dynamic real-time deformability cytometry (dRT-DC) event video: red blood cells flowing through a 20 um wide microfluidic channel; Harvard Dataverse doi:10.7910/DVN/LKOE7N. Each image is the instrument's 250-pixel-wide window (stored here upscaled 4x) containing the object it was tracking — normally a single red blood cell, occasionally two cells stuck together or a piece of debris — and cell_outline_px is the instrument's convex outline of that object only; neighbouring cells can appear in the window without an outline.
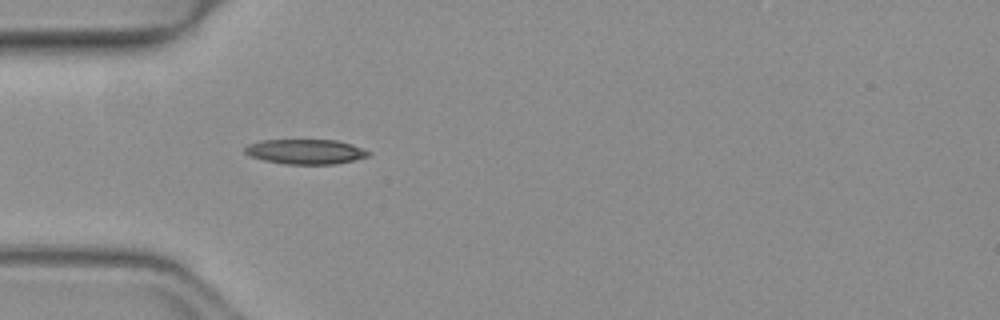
{"species": "common noctule bat (a hibernating species)", "species_latin": "Nyctalus noctula", "temperature_condition": "warm", "stored_images_in_passage": 36, "camera_frame_rate_fps": 3000, "um_per_image_px": 0.085, "animal": {"sex": "female", "body_mass_g": 19.3, "forearm_length_mm": 54.1}, "frame": {"image": 1, "passage_image": 1, "time_ms": 0.0, "image_size_px": [1000, 320], "cell_outline_px": [[372, 152], [368, 156], [336, 164], [284, 164], [264, 160], [252, 156], [244, 152], [244, 148], [248, 144], [260, 140], [336, 140], [352, 144]], "centroid_in_image_um": [25.97, 12.88], "position_along_channel_um": 59.0, "area_um2": 17.86}}
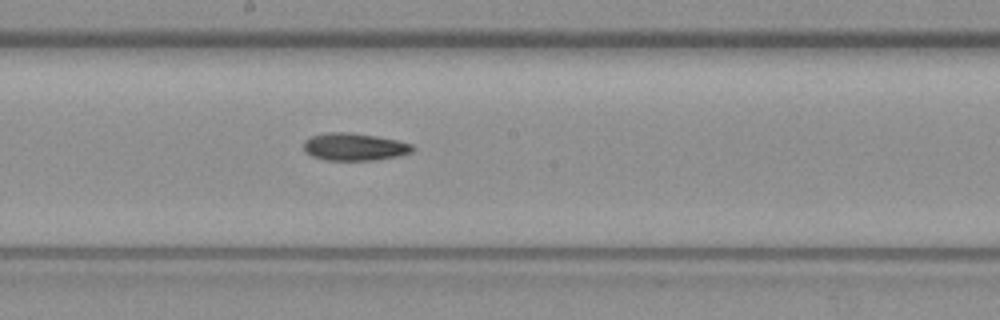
{"frame": {"image": 2, "passage_image": 13, "time_ms": 4.0, "image_size_px": [1000, 320], "cell_outline_px": [[416, 148], [412, 152], [396, 156], [376, 160], [324, 160], [312, 156], [304, 152], [304, 140], [312, 136], [328, 132], [348, 132], [376, 136], [396, 140], [412, 144]], "centroid_in_image_um": [30.11, 12.48], "position_along_channel_um": 218.1, "area_um2": 17.46}}
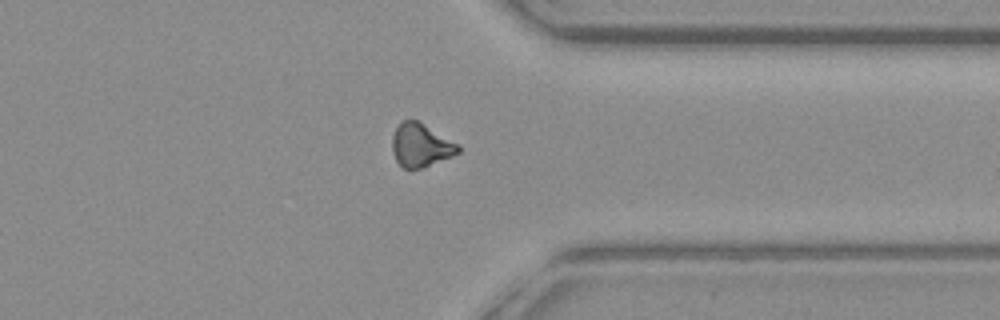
{"frame": {"image": 3, "passage_image": 25, "time_ms": 8.0, "image_size_px": [1000, 320], "cell_outline_px": [[460, 152], [452, 156], [420, 168], [400, 168], [396, 160], [392, 148], [392, 136], [396, 128], [404, 120], [416, 120], [460, 144]], "centroid_in_image_um": [35.77, 12.35], "position_along_channel_um": 375.6, "area_um2": 16.47}}